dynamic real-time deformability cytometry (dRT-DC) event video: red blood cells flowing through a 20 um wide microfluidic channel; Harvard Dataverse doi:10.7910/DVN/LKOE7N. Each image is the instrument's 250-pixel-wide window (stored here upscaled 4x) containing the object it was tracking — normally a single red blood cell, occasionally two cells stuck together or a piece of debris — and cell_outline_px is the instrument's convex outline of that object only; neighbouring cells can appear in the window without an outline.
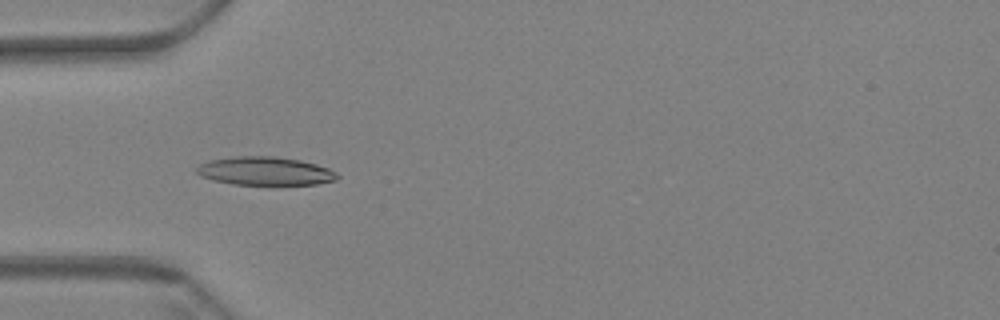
{"species": "Egyptian fruit bat (a non-hibernating species)", "species_latin": "Rousettus aegyptiacus", "temperature_condition": "warm", "stored_images_in_passage": 16, "camera_frame_rate_fps": 3000, "um_per_image_px": 0.085, "animal": {"sex": "female"}, "frame": {"image": 1, "passage_image": 5, "time_ms": 1.333, "image_size_px": [1000, 320], "cell_outline_px": [[340, 176], [336, 180], [316, 184], [232, 184], [212, 180], [200, 176], [196, 172], [196, 168], [200, 164], [208, 160], [236, 156], [272, 156], [300, 160], [316, 164], [328, 168], [336, 172]], "centroid_in_image_um": [22.51, 14.53], "position_along_channel_um": 62.5, "area_um2": 23.24}}